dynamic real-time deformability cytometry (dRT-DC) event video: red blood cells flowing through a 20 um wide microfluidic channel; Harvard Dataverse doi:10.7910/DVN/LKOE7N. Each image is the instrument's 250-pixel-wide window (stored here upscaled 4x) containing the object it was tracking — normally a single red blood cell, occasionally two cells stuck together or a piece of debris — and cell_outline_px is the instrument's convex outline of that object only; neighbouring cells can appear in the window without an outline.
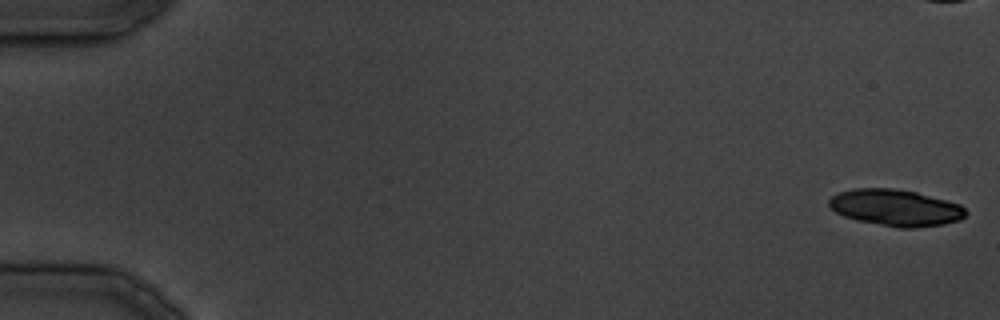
{"species": "common noctule bat (a hibernating species)", "species_latin": "Nyctalus noctula", "temperature_condition": "cold", "stored_images_in_passage": 26, "camera_frame_rate_fps": 3000, "um_per_image_px": 0.085, "animal": {"sex": "male", "body_mass_g": 19.5, "forearm_length_mm": 54.6}, "frame": {"image": 1, "passage_image": 1, "time_ms": 0.0, "image_size_px": [1000, 320], "cell_outline_px": [[968, 212], [960, 220], [944, 224], [916, 228], [896, 228], [856, 220], [844, 216], [836, 212], [828, 204], [828, 200], [832, 196], [840, 192], [852, 188], [892, 188], [916, 192], [960, 204]], "centroid_in_image_um": [76.12, 17.66], "position_along_channel_um": 8.9, "area_um2": 29.19}}
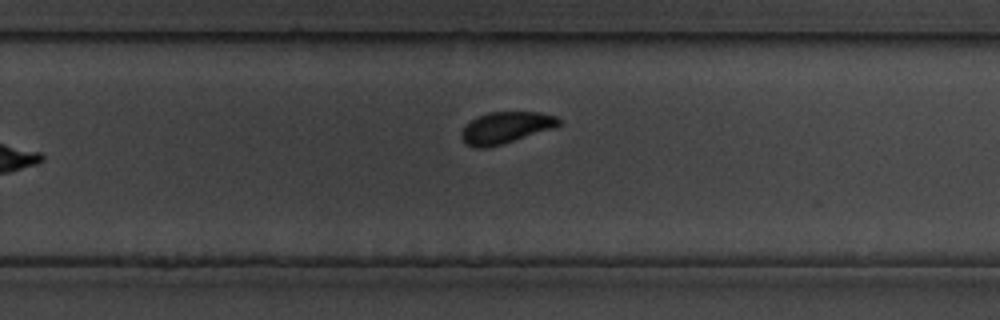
{"frame": {"image": 2, "passage_image": 26, "time_ms": 31.0, "image_size_px": [1000, 320], "cell_outline_px": [[564, 120], [556, 128], [500, 144], [484, 148], [476, 148], [464, 144], [460, 136], [460, 132], [476, 116], [488, 112], [540, 112], [556, 116]], "centroid_in_image_um": [43.01, 10.84], "position_along_channel_um": 286.8, "area_um2": 18.03}}